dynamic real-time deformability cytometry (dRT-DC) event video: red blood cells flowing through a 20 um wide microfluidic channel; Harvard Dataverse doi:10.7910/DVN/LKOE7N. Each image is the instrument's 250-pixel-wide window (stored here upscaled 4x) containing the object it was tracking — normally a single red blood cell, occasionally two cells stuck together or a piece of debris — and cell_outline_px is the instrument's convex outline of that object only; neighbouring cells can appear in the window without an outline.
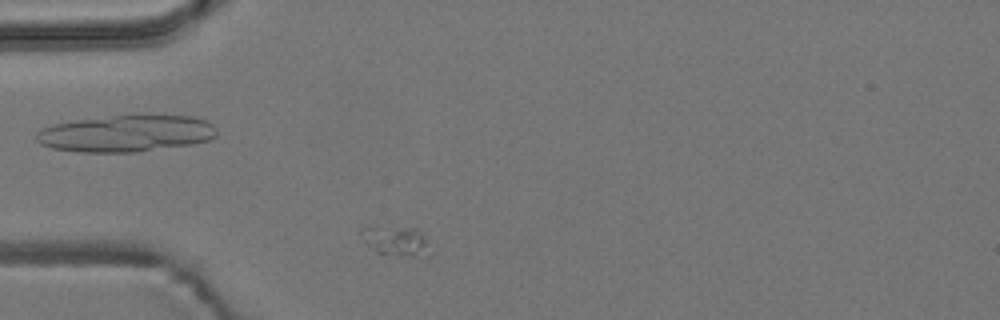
{"species": "common noctule bat (a hibernating species)", "species_latin": "Nyctalus noctula", "temperature_condition": "room temperature", "stored_images_in_passage": 10, "camera_frame_rate_fps": 3000, "um_per_image_px": 0.085, "animal": {"sex": "male", "body_mass_g": 19.2, "forearm_length_mm": 51.8}, "frame": {"image": 1, "passage_image": 4, "time_ms": 3.667, "image_size_px": [1000, 320], "cell_outline_px": [[432, 252], [428, 256], [376, 252], [360, 236], [360, 228], [364, 224], [376, 224], [416, 228], [420, 232]], "centroid_in_image_um": [33.57, 20.38], "position_along_channel_um": 51.4, "area_um2": 12.08}}
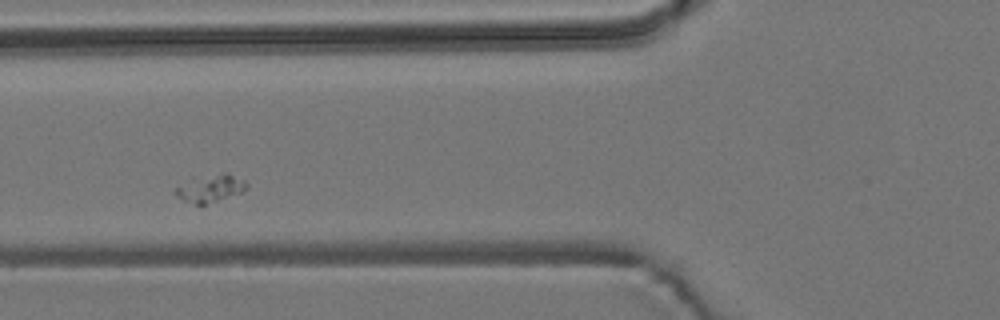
{"frame": {"image": 2, "passage_image": 6, "time_ms": 5.667, "image_size_px": [1000, 320], "cell_outline_px": [[248, 188], [240, 192], [204, 204], [196, 204], [184, 200], [176, 196], [176, 188], [192, 176], [220, 172], [228, 172], [244, 180], [248, 184]], "centroid_in_image_um": [17.88, 15.94], "position_along_channel_um": 107.9, "area_um2": 11.44}}
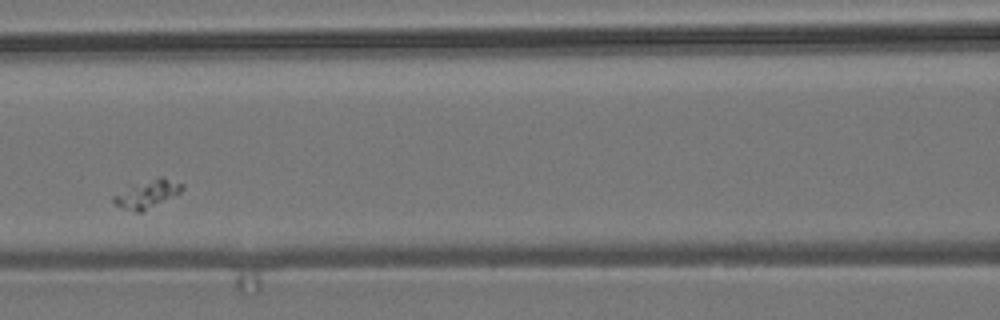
{"frame": {"image": 3, "passage_image": 7, "time_ms": 7.0, "image_size_px": [1000, 320], "cell_outline_px": [[184, 188], [180, 192], [140, 212], [136, 212], [124, 208], [116, 204], [112, 200], [112, 196], [128, 184], [160, 176], [164, 176], [184, 184]], "centroid_in_image_um": [12.48, 16.42], "position_along_channel_um": 154.1, "area_um2": 11.27}}